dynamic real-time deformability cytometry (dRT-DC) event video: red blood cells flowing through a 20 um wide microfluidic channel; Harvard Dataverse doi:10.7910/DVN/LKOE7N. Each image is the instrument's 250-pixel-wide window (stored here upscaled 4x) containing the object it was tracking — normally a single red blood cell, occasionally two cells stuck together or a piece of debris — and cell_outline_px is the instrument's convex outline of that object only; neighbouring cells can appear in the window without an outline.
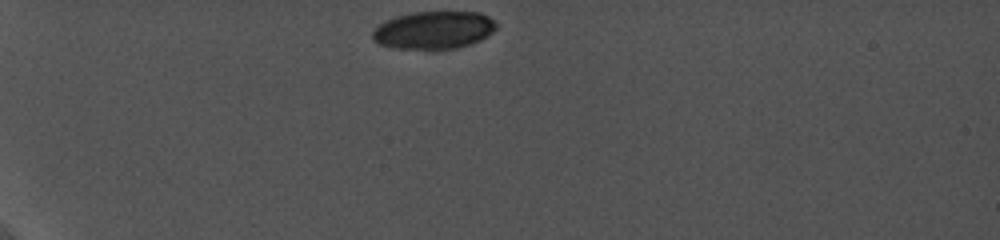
{"species": "common noctule bat (a hibernating species)", "species_latin": "Nyctalus noctula", "temperature_condition": "cold", "stored_images_in_passage": 13, "camera_frame_rate_fps": 5000, "um_per_image_px": 0.085, "animal": {"sex": "female", "body_mass_g": 19.0, "forearm_length_mm": 56.7}, "frame": {"image": 1, "passage_image": 1, "time_ms": 0.0, "image_size_px": [1000, 240], "cell_outline_px": [[496, 28], [488, 36], [472, 44], [456, 48], [436, 52], [428, 52], [392, 48], [380, 44], [372, 40], [372, 32], [380, 24], [396, 16], [412, 12], [480, 12], [488, 16], [496, 24]], "centroid_in_image_um": [36.86, 2.61], "position_along_channel_um": 48.1, "area_um2": 28.03}}